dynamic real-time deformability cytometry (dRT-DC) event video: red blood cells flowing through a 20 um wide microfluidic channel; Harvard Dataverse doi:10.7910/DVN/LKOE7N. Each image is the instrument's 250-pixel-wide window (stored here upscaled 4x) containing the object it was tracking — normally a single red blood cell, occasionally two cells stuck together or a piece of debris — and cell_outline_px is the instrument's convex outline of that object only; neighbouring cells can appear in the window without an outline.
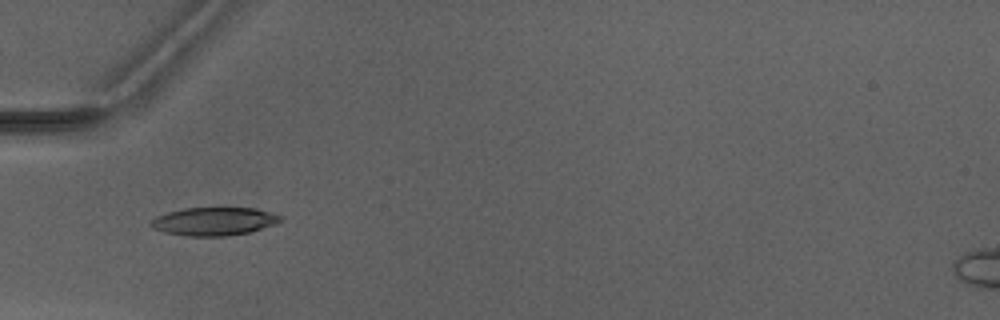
{"species": "Egyptian fruit bat (a non-hibernating species)", "species_latin": "Rousettus aegyptiacus", "temperature_condition": "warm", "stored_images_in_passage": 5, "camera_frame_rate_fps": 3000, "um_per_image_px": 0.085, "animal": {"sex": "male"}, "frame": {"image": 1, "passage_image": 5, "time_ms": 5.667, "image_size_px": [1000, 320], "cell_outline_px": [[284, 220], [248, 232], [228, 236], [184, 236], [164, 232], [152, 228], [148, 224], [156, 216], [168, 212], [184, 208], [256, 208], [284, 216]], "centroid_in_image_um": [18.17, 18.81], "position_along_channel_um": 66.8, "area_um2": 21.27}}